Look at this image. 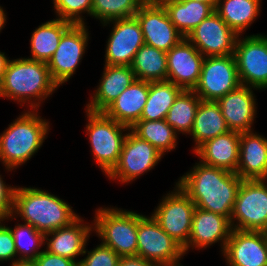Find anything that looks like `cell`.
<instances>
[{
  "mask_svg": "<svg viewBox=\"0 0 267 266\" xmlns=\"http://www.w3.org/2000/svg\"><path fill=\"white\" fill-rule=\"evenodd\" d=\"M178 180L177 184L197 208L214 212L230 220L242 182L236 173L199 161Z\"/></svg>",
  "mask_w": 267,
  "mask_h": 266,
  "instance_id": "cell-1",
  "label": "cell"
},
{
  "mask_svg": "<svg viewBox=\"0 0 267 266\" xmlns=\"http://www.w3.org/2000/svg\"><path fill=\"white\" fill-rule=\"evenodd\" d=\"M57 88L47 63L24 57L9 60L0 84V97L17 101L21 107L27 103L30 110H38Z\"/></svg>",
  "mask_w": 267,
  "mask_h": 266,
  "instance_id": "cell-2",
  "label": "cell"
},
{
  "mask_svg": "<svg viewBox=\"0 0 267 266\" xmlns=\"http://www.w3.org/2000/svg\"><path fill=\"white\" fill-rule=\"evenodd\" d=\"M15 215L43 234L69 226L79 217L60 197L42 189L17 186L12 219L18 217Z\"/></svg>",
  "mask_w": 267,
  "mask_h": 266,
  "instance_id": "cell-3",
  "label": "cell"
},
{
  "mask_svg": "<svg viewBox=\"0 0 267 266\" xmlns=\"http://www.w3.org/2000/svg\"><path fill=\"white\" fill-rule=\"evenodd\" d=\"M37 111V112H36ZM38 110H25L0 135V161L7 171L26 163L42 147L50 130Z\"/></svg>",
  "mask_w": 267,
  "mask_h": 266,
  "instance_id": "cell-4",
  "label": "cell"
},
{
  "mask_svg": "<svg viewBox=\"0 0 267 266\" xmlns=\"http://www.w3.org/2000/svg\"><path fill=\"white\" fill-rule=\"evenodd\" d=\"M93 231L120 257L137 255L138 213L118 208H98L94 216Z\"/></svg>",
  "mask_w": 267,
  "mask_h": 266,
  "instance_id": "cell-5",
  "label": "cell"
},
{
  "mask_svg": "<svg viewBox=\"0 0 267 266\" xmlns=\"http://www.w3.org/2000/svg\"><path fill=\"white\" fill-rule=\"evenodd\" d=\"M86 135L89 136L91 152L96 164L106 176L117 165L129 127L116 122L104 112L85 109ZM123 133V134H122Z\"/></svg>",
  "mask_w": 267,
  "mask_h": 266,
  "instance_id": "cell-6",
  "label": "cell"
},
{
  "mask_svg": "<svg viewBox=\"0 0 267 266\" xmlns=\"http://www.w3.org/2000/svg\"><path fill=\"white\" fill-rule=\"evenodd\" d=\"M266 182V179L242 180L230 217L232 229L241 231L267 230Z\"/></svg>",
  "mask_w": 267,
  "mask_h": 266,
  "instance_id": "cell-7",
  "label": "cell"
},
{
  "mask_svg": "<svg viewBox=\"0 0 267 266\" xmlns=\"http://www.w3.org/2000/svg\"><path fill=\"white\" fill-rule=\"evenodd\" d=\"M172 191L161 199L151 216L184 249L188 245L196 206L177 183Z\"/></svg>",
  "mask_w": 267,
  "mask_h": 266,
  "instance_id": "cell-8",
  "label": "cell"
},
{
  "mask_svg": "<svg viewBox=\"0 0 267 266\" xmlns=\"http://www.w3.org/2000/svg\"><path fill=\"white\" fill-rule=\"evenodd\" d=\"M137 255L152 262L155 266H173L181 264L183 248L177 244L150 217L138 213Z\"/></svg>",
  "mask_w": 267,
  "mask_h": 266,
  "instance_id": "cell-9",
  "label": "cell"
},
{
  "mask_svg": "<svg viewBox=\"0 0 267 266\" xmlns=\"http://www.w3.org/2000/svg\"><path fill=\"white\" fill-rule=\"evenodd\" d=\"M234 57L241 85L267 89V35H238Z\"/></svg>",
  "mask_w": 267,
  "mask_h": 266,
  "instance_id": "cell-10",
  "label": "cell"
},
{
  "mask_svg": "<svg viewBox=\"0 0 267 266\" xmlns=\"http://www.w3.org/2000/svg\"><path fill=\"white\" fill-rule=\"evenodd\" d=\"M240 85L234 54L205 57L193 91L201 100L217 101Z\"/></svg>",
  "mask_w": 267,
  "mask_h": 266,
  "instance_id": "cell-11",
  "label": "cell"
},
{
  "mask_svg": "<svg viewBox=\"0 0 267 266\" xmlns=\"http://www.w3.org/2000/svg\"><path fill=\"white\" fill-rule=\"evenodd\" d=\"M162 156L149 142L139 138L129 130L123 143L119 161L107 177L112 180L117 179L123 184L131 183L153 169Z\"/></svg>",
  "mask_w": 267,
  "mask_h": 266,
  "instance_id": "cell-12",
  "label": "cell"
},
{
  "mask_svg": "<svg viewBox=\"0 0 267 266\" xmlns=\"http://www.w3.org/2000/svg\"><path fill=\"white\" fill-rule=\"evenodd\" d=\"M88 40L86 24L72 25L62 35L55 53L47 63L51 77L58 87L75 74L88 46Z\"/></svg>",
  "mask_w": 267,
  "mask_h": 266,
  "instance_id": "cell-13",
  "label": "cell"
},
{
  "mask_svg": "<svg viewBox=\"0 0 267 266\" xmlns=\"http://www.w3.org/2000/svg\"><path fill=\"white\" fill-rule=\"evenodd\" d=\"M134 17L140 24L146 45L168 52L184 38L158 0H146Z\"/></svg>",
  "mask_w": 267,
  "mask_h": 266,
  "instance_id": "cell-14",
  "label": "cell"
},
{
  "mask_svg": "<svg viewBox=\"0 0 267 266\" xmlns=\"http://www.w3.org/2000/svg\"><path fill=\"white\" fill-rule=\"evenodd\" d=\"M113 24L105 51V65L131 66L136 52L145 44L143 33L135 17L116 19Z\"/></svg>",
  "mask_w": 267,
  "mask_h": 266,
  "instance_id": "cell-15",
  "label": "cell"
},
{
  "mask_svg": "<svg viewBox=\"0 0 267 266\" xmlns=\"http://www.w3.org/2000/svg\"><path fill=\"white\" fill-rule=\"evenodd\" d=\"M238 35L213 12L186 37L204 57L234 54Z\"/></svg>",
  "mask_w": 267,
  "mask_h": 266,
  "instance_id": "cell-16",
  "label": "cell"
},
{
  "mask_svg": "<svg viewBox=\"0 0 267 266\" xmlns=\"http://www.w3.org/2000/svg\"><path fill=\"white\" fill-rule=\"evenodd\" d=\"M166 55L167 80L183 90H193L198 83L205 57L187 38H183Z\"/></svg>",
  "mask_w": 267,
  "mask_h": 266,
  "instance_id": "cell-17",
  "label": "cell"
},
{
  "mask_svg": "<svg viewBox=\"0 0 267 266\" xmlns=\"http://www.w3.org/2000/svg\"><path fill=\"white\" fill-rule=\"evenodd\" d=\"M222 255L228 266H267L264 231L232 229Z\"/></svg>",
  "mask_w": 267,
  "mask_h": 266,
  "instance_id": "cell-18",
  "label": "cell"
},
{
  "mask_svg": "<svg viewBox=\"0 0 267 266\" xmlns=\"http://www.w3.org/2000/svg\"><path fill=\"white\" fill-rule=\"evenodd\" d=\"M232 232L231 222L228 218L204 209L195 208L192 228L188 245L183 249L184 254L192 247L206 248L212 244L219 243L223 253L225 245Z\"/></svg>",
  "mask_w": 267,
  "mask_h": 266,
  "instance_id": "cell-19",
  "label": "cell"
},
{
  "mask_svg": "<svg viewBox=\"0 0 267 266\" xmlns=\"http://www.w3.org/2000/svg\"><path fill=\"white\" fill-rule=\"evenodd\" d=\"M255 88L240 85L216 102L230 131L251 132L256 118L257 104L253 90Z\"/></svg>",
  "mask_w": 267,
  "mask_h": 266,
  "instance_id": "cell-20",
  "label": "cell"
},
{
  "mask_svg": "<svg viewBox=\"0 0 267 266\" xmlns=\"http://www.w3.org/2000/svg\"><path fill=\"white\" fill-rule=\"evenodd\" d=\"M86 224L79 216L69 226L44 234L46 251L72 259L79 264L80 261L76 258L83 255L86 243L89 241L91 231H93V225ZM50 236L51 238H49Z\"/></svg>",
  "mask_w": 267,
  "mask_h": 266,
  "instance_id": "cell-21",
  "label": "cell"
},
{
  "mask_svg": "<svg viewBox=\"0 0 267 266\" xmlns=\"http://www.w3.org/2000/svg\"><path fill=\"white\" fill-rule=\"evenodd\" d=\"M253 132L240 133L236 174L242 180H267V137Z\"/></svg>",
  "mask_w": 267,
  "mask_h": 266,
  "instance_id": "cell-22",
  "label": "cell"
},
{
  "mask_svg": "<svg viewBox=\"0 0 267 266\" xmlns=\"http://www.w3.org/2000/svg\"><path fill=\"white\" fill-rule=\"evenodd\" d=\"M136 80L131 66L104 65L98 87L86 109L103 112L128 86Z\"/></svg>",
  "mask_w": 267,
  "mask_h": 266,
  "instance_id": "cell-23",
  "label": "cell"
},
{
  "mask_svg": "<svg viewBox=\"0 0 267 266\" xmlns=\"http://www.w3.org/2000/svg\"><path fill=\"white\" fill-rule=\"evenodd\" d=\"M240 132L229 131L200 145L195 151L203 164L236 173L239 162Z\"/></svg>",
  "mask_w": 267,
  "mask_h": 266,
  "instance_id": "cell-24",
  "label": "cell"
},
{
  "mask_svg": "<svg viewBox=\"0 0 267 266\" xmlns=\"http://www.w3.org/2000/svg\"><path fill=\"white\" fill-rule=\"evenodd\" d=\"M148 92L149 82L136 79L103 112L116 122L131 128L141 118Z\"/></svg>",
  "mask_w": 267,
  "mask_h": 266,
  "instance_id": "cell-25",
  "label": "cell"
},
{
  "mask_svg": "<svg viewBox=\"0 0 267 266\" xmlns=\"http://www.w3.org/2000/svg\"><path fill=\"white\" fill-rule=\"evenodd\" d=\"M165 8L167 15L176 29L186 38L189 33L215 9L195 0H158Z\"/></svg>",
  "mask_w": 267,
  "mask_h": 266,
  "instance_id": "cell-26",
  "label": "cell"
},
{
  "mask_svg": "<svg viewBox=\"0 0 267 266\" xmlns=\"http://www.w3.org/2000/svg\"><path fill=\"white\" fill-rule=\"evenodd\" d=\"M226 120L216 101L201 100L190 134L195 141L193 151L206 141L229 132Z\"/></svg>",
  "mask_w": 267,
  "mask_h": 266,
  "instance_id": "cell-27",
  "label": "cell"
},
{
  "mask_svg": "<svg viewBox=\"0 0 267 266\" xmlns=\"http://www.w3.org/2000/svg\"><path fill=\"white\" fill-rule=\"evenodd\" d=\"M72 25L70 22L55 18L38 26L30 38V59L48 63L55 53L62 35Z\"/></svg>",
  "mask_w": 267,
  "mask_h": 266,
  "instance_id": "cell-28",
  "label": "cell"
},
{
  "mask_svg": "<svg viewBox=\"0 0 267 266\" xmlns=\"http://www.w3.org/2000/svg\"><path fill=\"white\" fill-rule=\"evenodd\" d=\"M261 2L262 0H219L215 12L240 36L260 15Z\"/></svg>",
  "mask_w": 267,
  "mask_h": 266,
  "instance_id": "cell-29",
  "label": "cell"
},
{
  "mask_svg": "<svg viewBox=\"0 0 267 266\" xmlns=\"http://www.w3.org/2000/svg\"><path fill=\"white\" fill-rule=\"evenodd\" d=\"M183 89L168 80L149 82L148 99L140 120L158 121L165 119L175 99Z\"/></svg>",
  "mask_w": 267,
  "mask_h": 266,
  "instance_id": "cell-30",
  "label": "cell"
},
{
  "mask_svg": "<svg viewBox=\"0 0 267 266\" xmlns=\"http://www.w3.org/2000/svg\"><path fill=\"white\" fill-rule=\"evenodd\" d=\"M131 68L137 80L165 81L167 80L166 52L144 44L136 52Z\"/></svg>",
  "mask_w": 267,
  "mask_h": 266,
  "instance_id": "cell-31",
  "label": "cell"
},
{
  "mask_svg": "<svg viewBox=\"0 0 267 266\" xmlns=\"http://www.w3.org/2000/svg\"><path fill=\"white\" fill-rule=\"evenodd\" d=\"M130 130L139 138L146 140L163 156L177 146V133L165 119L158 121L139 120Z\"/></svg>",
  "mask_w": 267,
  "mask_h": 266,
  "instance_id": "cell-32",
  "label": "cell"
},
{
  "mask_svg": "<svg viewBox=\"0 0 267 266\" xmlns=\"http://www.w3.org/2000/svg\"><path fill=\"white\" fill-rule=\"evenodd\" d=\"M201 99L193 90H183L170 107L165 121L179 134H189Z\"/></svg>",
  "mask_w": 267,
  "mask_h": 266,
  "instance_id": "cell-33",
  "label": "cell"
},
{
  "mask_svg": "<svg viewBox=\"0 0 267 266\" xmlns=\"http://www.w3.org/2000/svg\"><path fill=\"white\" fill-rule=\"evenodd\" d=\"M12 231L18 262L33 261L41 252L44 245V234L29 224H16ZM22 254V255H21Z\"/></svg>",
  "mask_w": 267,
  "mask_h": 266,
  "instance_id": "cell-34",
  "label": "cell"
},
{
  "mask_svg": "<svg viewBox=\"0 0 267 266\" xmlns=\"http://www.w3.org/2000/svg\"><path fill=\"white\" fill-rule=\"evenodd\" d=\"M146 0H93L91 16L106 23L134 17Z\"/></svg>",
  "mask_w": 267,
  "mask_h": 266,
  "instance_id": "cell-35",
  "label": "cell"
},
{
  "mask_svg": "<svg viewBox=\"0 0 267 266\" xmlns=\"http://www.w3.org/2000/svg\"><path fill=\"white\" fill-rule=\"evenodd\" d=\"M93 0H53V7L59 19L73 25H83L82 14L91 16Z\"/></svg>",
  "mask_w": 267,
  "mask_h": 266,
  "instance_id": "cell-36",
  "label": "cell"
},
{
  "mask_svg": "<svg viewBox=\"0 0 267 266\" xmlns=\"http://www.w3.org/2000/svg\"><path fill=\"white\" fill-rule=\"evenodd\" d=\"M85 254L88 255L80 260L78 266H118L120 259L116 252L101 243L90 251L85 247L83 256Z\"/></svg>",
  "mask_w": 267,
  "mask_h": 266,
  "instance_id": "cell-37",
  "label": "cell"
},
{
  "mask_svg": "<svg viewBox=\"0 0 267 266\" xmlns=\"http://www.w3.org/2000/svg\"><path fill=\"white\" fill-rule=\"evenodd\" d=\"M17 256L12 231L8 226L3 224L0 227V262L10 260L11 265H14L18 263Z\"/></svg>",
  "mask_w": 267,
  "mask_h": 266,
  "instance_id": "cell-38",
  "label": "cell"
},
{
  "mask_svg": "<svg viewBox=\"0 0 267 266\" xmlns=\"http://www.w3.org/2000/svg\"><path fill=\"white\" fill-rule=\"evenodd\" d=\"M15 186L6 185L0 175V218H12Z\"/></svg>",
  "mask_w": 267,
  "mask_h": 266,
  "instance_id": "cell-39",
  "label": "cell"
},
{
  "mask_svg": "<svg viewBox=\"0 0 267 266\" xmlns=\"http://www.w3.org/2000/svg\"><path fill=\"white\" fill-rule=\"evenodd\" d=\"M32 262L35 266H78L72 259L52 254L43 249Z\"/></svg>",
  "mask_w": 267,
  "mask_h": 266,
  "instance_id": "cell-40",
  "label": "cell"
},
{
  "mask_svg": "<svg viewBox=\"0 0 267 266\" xmlns=\"http://www.w3.org/2000/svg\"><path fill=\"white\" fill-rule=\"evenodd\" d=\"M118 266H155L152 262L145 260L144 258L133 255L120 257Z\"/></svg>",
  "mask_w": 267,
  "mask_h": 266,
  "instance_id": "cell-41",
  "label": "cell"
},
{
  "mask_svg": "<svg viewBox=\"0 0 267 266\" xmlns=\"http://www.w3.org/2000/svg\"><path fill=\"white\" fill-rule=\"evenodd\" d=\"M8 62H9V58L5 56V53L0 51V84L3 81Z\"/></svg>",
  "mask_w": 267,
  "mask_h": 266,
  "instance_id": "cell-42",
  "label": "cell"
},
{
  "mask_svg": "<svg viewBox=\"0 0 267 266\" xmlns=\"http://www.w3.org/2000/svg\"><path fill=\"white\" fill-rule=\"evenodd\" d=\"M6 17L7 16H6V13L3 7L0 6V32L5 27L4 25L6 23V19H7Z\"/></svg>",
  "mask_w": 267,
  "mask_h": 266,
  "instance_id": "cell-43",
  "label": "cell"
},
{
  "mask_svg": "<svg viewBox=\"0 0 267 266\" xmlns=\"http://www.w3.org/2000/svg\"><path fill=\"white\" fill-rule=\"evenodd\" d=\"M195 1L207 3V4L211 5L214 9L217 7V5L219 3V0H195Z\"/></svg>",
  "mask_w": 267,
  "mask_h": 266,
  "instance_id": "cell-44",
  "label": "cell"
},
{
  "mask_svg": "<svg viewBox=\"0 0 267 266\" xmlns=\"http://www.w3.org/2000/svg\"><path fill=\"white\" fill-rule=\"evenodd\" d=\"M11 266H35V265L32 261H30V262H18Z\"/></svg>",
  "mask_w": 267,
  "mask_h": 266,
  "instance_id": "cell-45",
  "label": "cell"
},
{
  "mask_svg": "<svg viewBox=\"0 0 267 266\" xmlns=\"http://www.w3.org/2000/svg\"><path fill=\"white\" fill-rule=\"evenodd\" d=\"M5 219H3V218H0V227L3 225V223H1V222H3Z\"/></svg>",
  "mask_w": 267,
  "mask_h": 266,
  "instance_id": "cell-46",
  "label": "cell"
},
{
  "mask_svg": "<svg viewBox=\"0 0 267 266\" xmlns=\"http://www.w3.org/2000/svg\"><path fill=\"white\" fill-rule=\"evenodd\" d=\"M264 234H265V238H266V241H267V230L264 231Z\"/></svg>",
  "mask_w": 267,
  "mask_h": 266,
  "instance_id": "cell-47",
  "label": "cell"
}]
</instances>
